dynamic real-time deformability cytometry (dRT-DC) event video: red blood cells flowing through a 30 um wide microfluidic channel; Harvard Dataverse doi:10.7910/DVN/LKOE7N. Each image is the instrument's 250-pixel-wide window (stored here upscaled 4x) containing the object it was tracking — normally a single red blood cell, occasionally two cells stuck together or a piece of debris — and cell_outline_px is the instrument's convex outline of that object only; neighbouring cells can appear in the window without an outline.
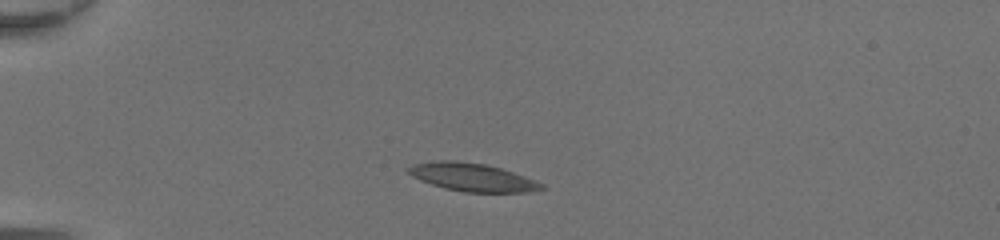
{"species": "common noctule bat (a hibernating species)", "species_latin": "Nyctalus noctula", "temperature_condition": "room temperature", "stored_images_in_passage": 36, "camera_frame_rate_fps": 3000, "um_per_image_px": 0.085, "animal": {"sex": "female", "body_mass_g": 20.0, "forearm_length_mm": 54.0}, "frame": {"image": 1, "passage_image": 1, "time_ms": 0.0, "image_size_px": [1000, 240], "cell_outline_px": [[548, 188], [528, 192], [464, 192], [444, 188], [420, 180], [412, 176], [404, 168], [412, 164], [440, 160], [456, 160], [488, 164], [524, 176], [544, 184]], "centroid_in_image_um": [40.13, 15.06], "position_along_channel_um": 44.9, "area_um2": 21.91}}
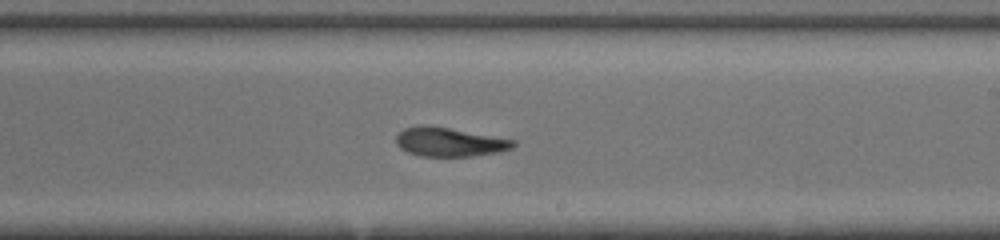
{"frame": {"image": 2, "passage_image": 18, "time_ms": 5.667, "image_size_px": [1000, 240], "cell_outline_px": [[516, 144], [512, 148], [496, 152], [472, 156], [420, 156], [408, 152], [400, 148], [396, 144], [396, 136], [404, 128], [420, 124], [448, 128], [516, 140]], "centroid_in_image_um": [38.17, 12.07], "position_along_channel_um": 250.8, "area_um2": 19.59}}
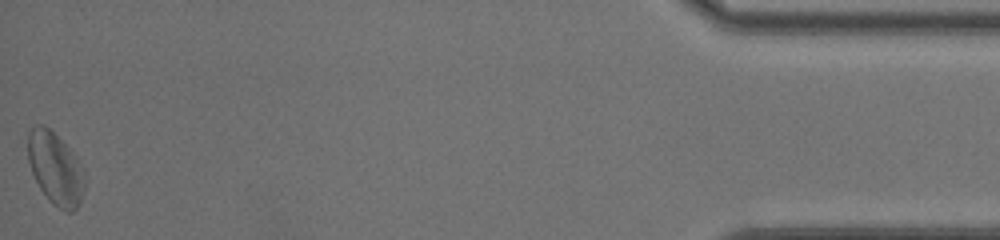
{"frame": {"image": 3, "passage_image": 36, "time_ms": 11.667, "image_size_px": [1000, 240], "cell_outline_px": [[84, 188], [80, 204], [72, 212], [64, 212], [52, 204], [40, 188], [32, 172], [28, 160], [28, 132], [36, 124], [44, 124], [76, 156], [84, 176]], "centroid_in_image_um": [4.7, 14.35], "position_along_channel_um": 430.5, "area_um2": 23.64}, "authors_computed_cell_mechanics": {"area_um2": 20.7791, "velocity_mm_per_s": 4.3625, "shape_relaxation_time_tau1_ms": 5.3753, "shape_relaxation_time_tau2_ms": 3.005, "deformation_change_tau1": 0.1806, "deformation_change_tau2": 0.1254}}